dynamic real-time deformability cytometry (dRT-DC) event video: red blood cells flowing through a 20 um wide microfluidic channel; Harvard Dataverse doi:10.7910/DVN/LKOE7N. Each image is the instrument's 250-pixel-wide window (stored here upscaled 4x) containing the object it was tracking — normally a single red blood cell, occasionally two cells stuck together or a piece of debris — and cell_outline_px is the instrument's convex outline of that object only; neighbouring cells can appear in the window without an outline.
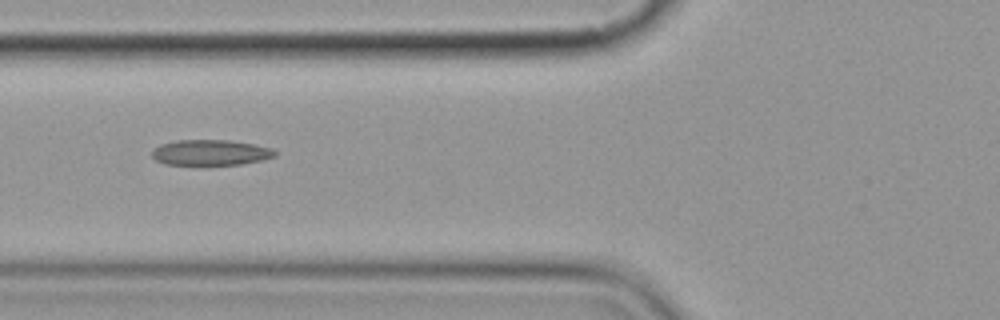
{"species": "common noctule bat (a hibernating species)", "species_latin": "Nyctalus noctula", "temperature_condition": "cold", "stored_images_in_passage": 4, "camera_frame_rate_fps": 3000, "um_per_image_px": 0.085, "animal": {"sex": "female", "body_mass_g": 19.9}, "frame": {"image": 1, "passage_image": 2, "time_ms": 1.333, "image_size_px": [1000, 320], "cell_outline_px": [[276, 156], [264, 160], [240, 164], [164, 164], [156, 160], [152, 156], [152, 148], [160, 144], [176, 140], [228, 140], [252, 144], [272, 148], [276, 152]], "centroid_in_image_um": [17.88, 12.96], "position_along_channel_um": 107.9, "area_um2": 18.26}}
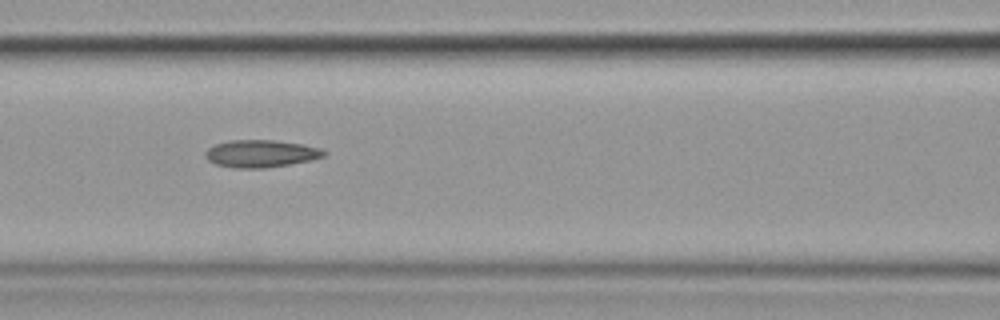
{"frame": {"image": 2, "passage_image": 3, "time_ms": 2.333, "image_size_px": [1000, 320], "cell_outline_px": [[328, 152], [324, 156], [308, 160], [288, 164], [264, 168], [236, 168], [216, 164], [208, 160], [204, 156], [204, 152], [208, 148], [216, 144], [232, 140], [272, 140], [304, 144], [320, 148]], "centroid_in_image_um": [22.16, 13.05], "position_along_channel_um": 144.4, "area_um2": 18.79}}
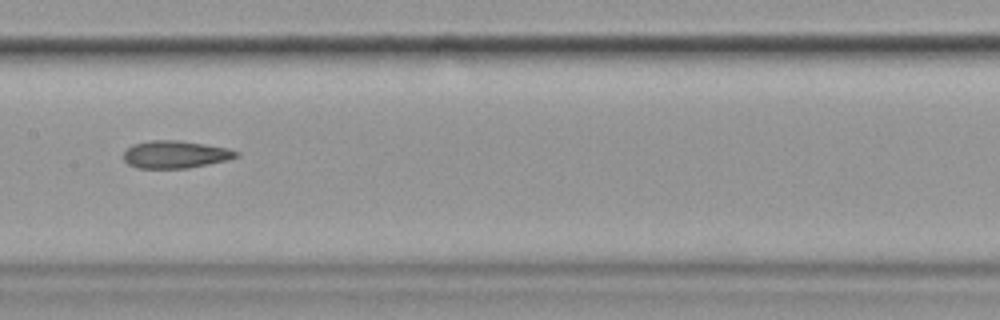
{"frame": {"image": 3, "passage_image": 4, "time_ms": 3.667, "image_size_px": [1000, 320], "cell_outline_px": [[240, 156], [228, 160], [188, 168], [136, 168], [128, 164], [124, 160], [124, 152], [132, 144], [148, 140], [180, 140], [228, 148], [240, 152]], "centroid_in_image_um": [14.91, 13.12], "position_along_channel_um": 192.5, "area_um2": 18.21}}